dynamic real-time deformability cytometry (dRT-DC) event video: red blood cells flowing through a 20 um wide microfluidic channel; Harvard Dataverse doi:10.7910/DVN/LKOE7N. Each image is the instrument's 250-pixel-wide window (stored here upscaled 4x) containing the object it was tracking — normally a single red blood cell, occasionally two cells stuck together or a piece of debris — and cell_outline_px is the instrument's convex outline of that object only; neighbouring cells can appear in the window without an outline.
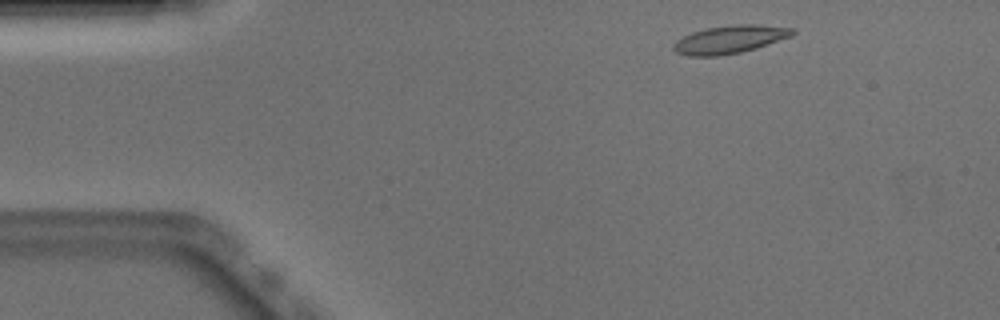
{"species": "Egyptian fruit bat (a non-hibernating species)", "species_latin": "Rousettus aegyptiacus", "temperature_condition": "warm", "stored_images_in_passage": 46, "camera_frame_rate_fps": 3000, "um_per_image_px": 0.085, "animal": {"sex": "male"}, "frame": {"image": 1, "passage_image": 2, "time_ms": 0.333, "image_size_px": [1000, 320], "cell_outline_px": [[796, 32], [792, 36], [756, 48], [740, 52], [716, 56], [688, 56], [676, 52], [672, 48], [672, 44], [676, 40], [692, 32], [708, 28], [736, 24], [756, 24], [796, 28]], "centroid_in_image_um": [62.05, 3.34], "position_along_channel_um": 23.0, "area_um2": 19.42}}
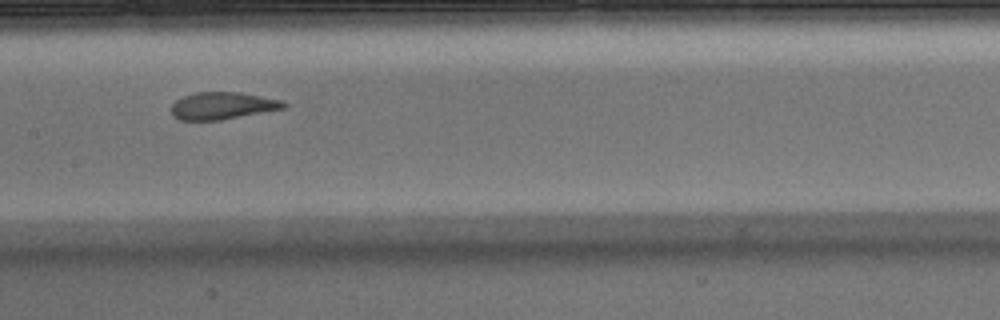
{"frame": {"image": 2, "passage_image": 20, "time_ms": 6.333, "image_size_px": [1000, 320], "cell_outline_px": [[288, 108], [220, 120], [180, 120], [172, 116], [172, 104], [176, 100], [184, 96], [196, 92], [240, 92], [284, 100], [288, 104]], "centroid_in_image_um": [18.97, 8.98], "position_along_channel_um": 188.4, "area_um2": 18.03}}
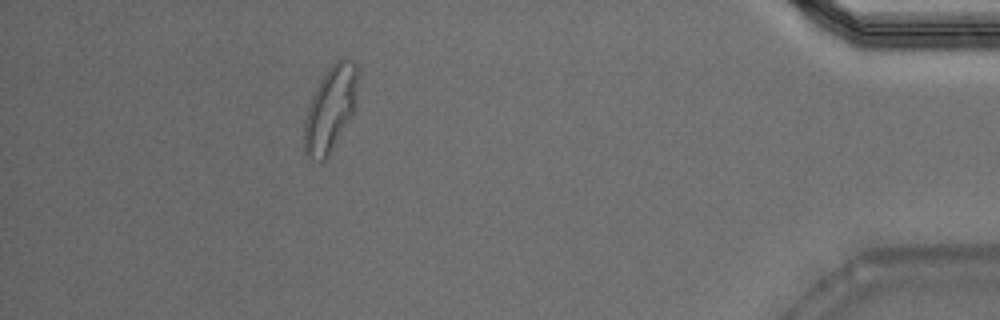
{"frame": {"image": 3, "passage_image": 41, "time_ms": 13.333, "image_size_px": [1000, 320], "cell_outline_px": [[356, 80], [352, 112], [328, 156], [324, 160], [320, 160], [308, 156], [304, 152], [304, 120], [312, 96], [320, 80], [332, 64], [336, 60], [344, 56], [356, 64]], "centroid_in_image_um": [28.03, 9.24], "position_along_channel_um": 407.2, "area_um2": 25.43}, "authors_computed_cell_mechanics": {"area_um2": 19.074, "velocity_mm_per_s": 3.9003, "shape_relaxation_time_tau1_ms": 6.9706, "shape_relaxation_time_tau2_ms": 0.9065, "deformation_change_tau1": 0.2495, "deformation_change_tau2": 0.0515}}